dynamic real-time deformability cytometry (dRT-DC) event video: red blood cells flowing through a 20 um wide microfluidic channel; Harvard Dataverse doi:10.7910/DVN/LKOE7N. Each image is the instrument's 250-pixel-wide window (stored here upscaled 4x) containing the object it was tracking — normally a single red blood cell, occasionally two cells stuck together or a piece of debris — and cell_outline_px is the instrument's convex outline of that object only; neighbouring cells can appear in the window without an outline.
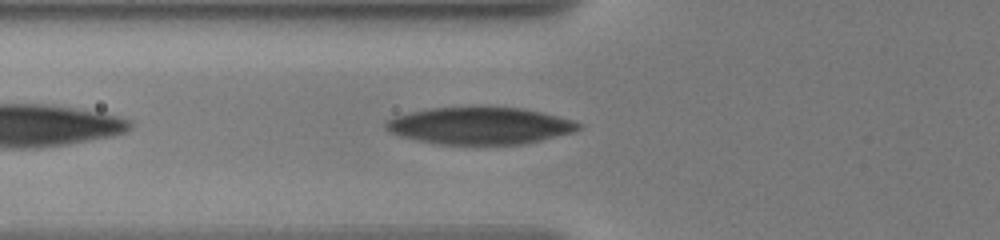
{"species": "human", "species_latin": "Homo sapiens", "temperature_condition": "warm", "stored_images_in_passage": 6, "camera_frame_rate_fps": 3000, "um_per_image_px": 0.085, "donor": {"sex": "male"}, "frame": {"image": 1, "passage_image": 4, "time_ms": 2.0, "image_size_px": [1000, 240], "cell_outline_px": [[580, 128], [572, 132], [524, 144], [440, 144], [416, 140], [400, 136], [384, 128], [384, 124], [388, 120], [396, 116], [408, 112], [428, 108], [524, 108], [572, 120], [580, 124]], "centroid_in_image_um": [40.74, 10.69], "position_along_channel_um": 85.1, "area_um2": 40.98}}
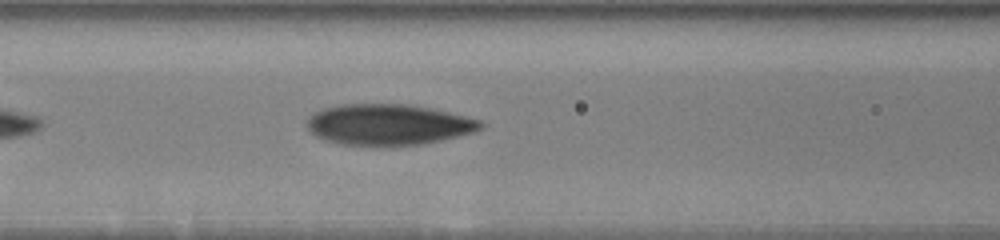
{"frame": {"image": 2, "passage_image": 6, "time_ms": 3.333, "image_size_px": [1000, 240], "cell_outline_px": [[484, 128], [472, 132], [440, 140], [420, 144], [340, 144], [316, 136], [308, 128], [308, 116], [324, 108], [340, 104], [412, 104], [432, 108], [480, 120], [484, 124]], "centroid_in_image_um": [33.02, 10.56], "position_along_channel_um": 133.6, "area_um2": 40.69}}